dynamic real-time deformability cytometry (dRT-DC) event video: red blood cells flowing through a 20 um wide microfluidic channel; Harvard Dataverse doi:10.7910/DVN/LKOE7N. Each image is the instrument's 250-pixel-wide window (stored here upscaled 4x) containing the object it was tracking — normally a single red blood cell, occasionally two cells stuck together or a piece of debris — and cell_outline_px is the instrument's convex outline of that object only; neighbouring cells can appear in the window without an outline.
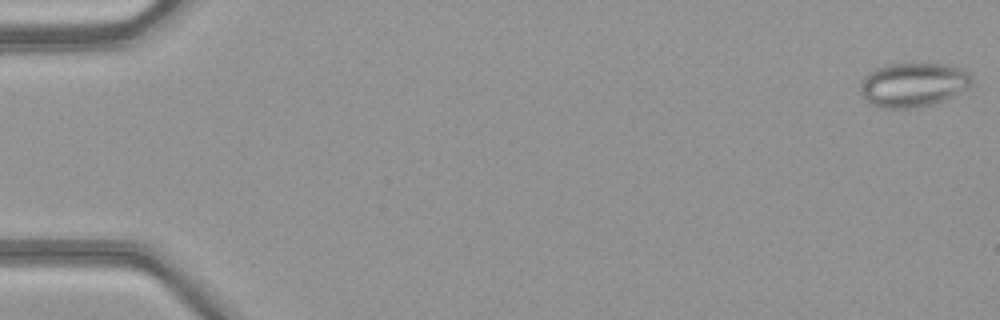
{"species": "common noctule bat (a hibernating species)", "species_latin": "Nyctalus noctula", "temperature_condition": "warm", "stored_images_in_passage": 51, "camera_frame_rate_fps": 3000, "um_per_image_px": 0.085, "animal": {"sex": "female", "body_mass_g": 21.9}, "frame": {"image": 1, "passage_image": 1, "time_ms": 0.0, "image_size_px": [1000, 320], "cell_outline_px": [[972, 84], [968, 88], [944, 100], [932, 104], [908, 108], [884, 108], [872, 104], [860, 92], [860, 80], [868, 72], [876, 68], [888, 64], [952, 64], [968, 72], [972, 76]], "centroid_in_image_um": [77.63, 7.18], "position_along_channel_um": 7.4, "area_um2": 28.67}}
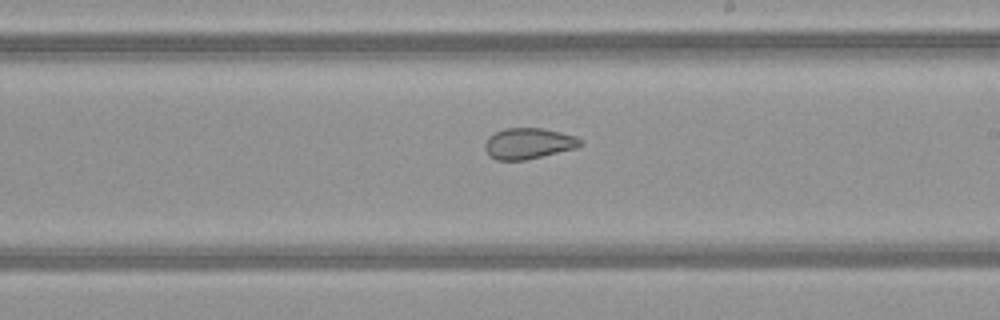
{"frame": {"image": 2, "passage_image": 30, "time_ms": 9.667, "image_size_px": [1000, 320], "cell_outline_px": [[584, 144], [576, 148], [524, 160], [496, 160], [488, 156], [484, 148], [484, 144], [488, 136], [504, 128], [540, 128], [560, 132], [576, 136]], "centroid_in_image_um": [44.88, 12.19], "position_along_channel_um": 244.1, "area_um2": 17.22}}
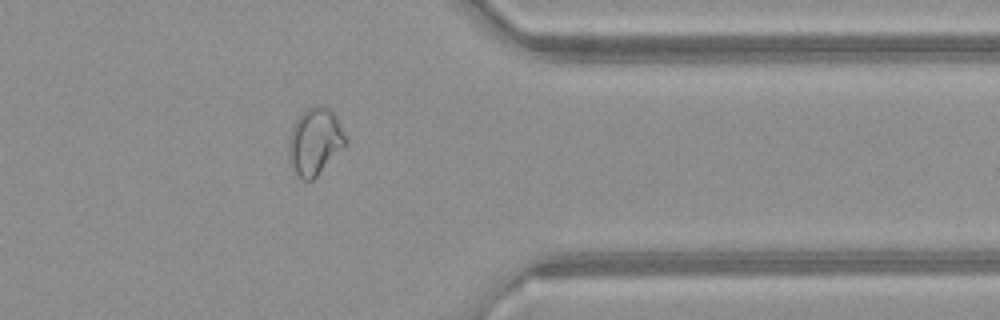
{"frame": {"image": 3, "passage_image": 41, "time_ms": 13.333, "image_size_px": [1000, 320], "cell_outline_px": [[348, 140], [316, 176], [312, 180], [304, 180], [288, 164], [288, 140], [292, 128], [296, 120], [308, 108], [316, 104], [320, 104], [328, 108], [336, 116]], "centroid_in_image_um": [26.73, 12.0], "position_along_channel_um": 384.7, "area_um2": 21.79}, "authors_computed_cell_mechanics": {"area_um2": 23.8136, "velocity_mm_per_s": 4.1316, "shape_relaxation_time_tau1_ms": null, "shape_relaxation_time_tau2_ms": 1.3576, "deformation_change_tau1": null, "deformation_change_tau2": 0.0716}}